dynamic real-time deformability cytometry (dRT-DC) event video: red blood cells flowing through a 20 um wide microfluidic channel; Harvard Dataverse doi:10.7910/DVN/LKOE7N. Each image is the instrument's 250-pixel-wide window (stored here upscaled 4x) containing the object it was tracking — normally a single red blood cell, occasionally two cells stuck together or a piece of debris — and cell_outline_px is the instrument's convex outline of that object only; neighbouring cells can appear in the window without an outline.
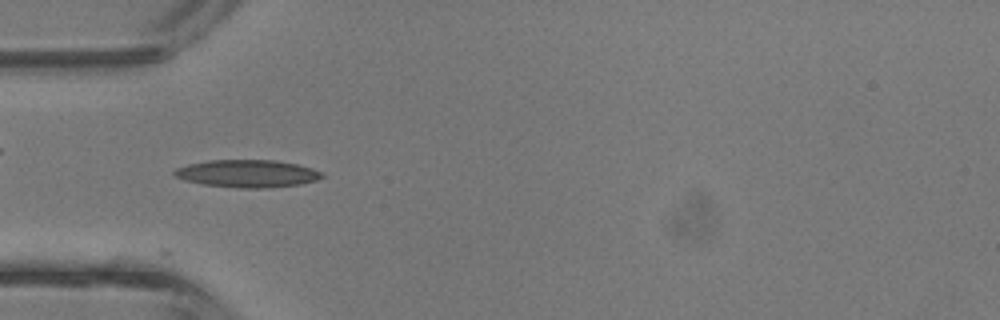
{"species": "common noctule bat (a hibernating species)", "species_latin": "Nyctalus noctula", "temperature_condition": "room temperature", "stored_images_in_passage": 18, "camera_frame_rate_fps": 3000, "um_per_image_px": 0.085, "animal": {"sex": "male", "body_mass_g": 13.3}, "frame": {"image": 1, "passage_image": 12, "time_ms": 3.667, "image_size_px": [1000, 320], "cell_outline_px": [[324, 176], [316, 180], [300, 184], [268, 188], [240, 188], [204, 184], [184, 180], [176, 176], [172, 172], [176, 168], [188, 164], [208, 160], [276, 160], [296, 164], [312, 168], [324, 172]], "centroid_in_image_um": [21.04, 14.75], "position_along_channel_um": 64.0, "area_um2": 23.7}}
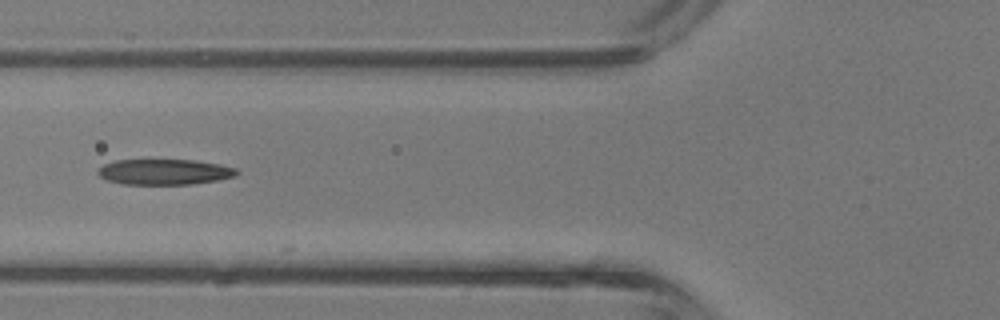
{"frame": {"image": 2, "passage_image": 15, "time_ms": 4.667, "image_size_px": [1000, 320], "cell_outline_px": [[240, 172], [236, 176], [216, 180], [192, 184], [120, 184], [108, 180], [100, 176], [96, 172], [104, 164], [116, 160], [192, 160], [216, 164], [236, 168]], "centroid_in_image_um": [13.96, 14.61], "position_along_channel_um": 111.8, "area_um2": 20.52}}
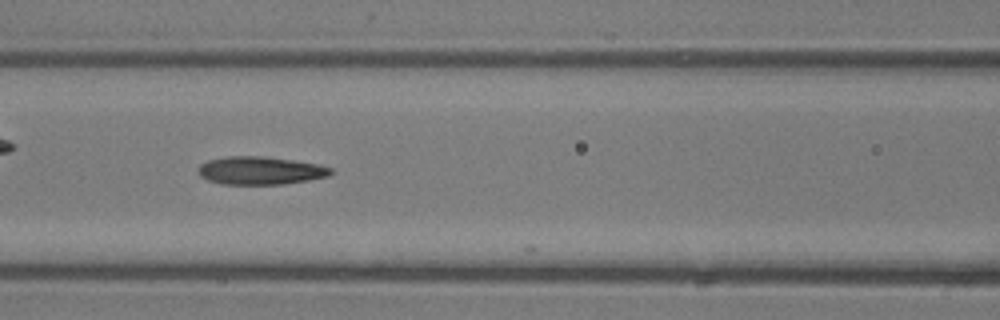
{"frame": {"image": 3, "passage_image": 17, "time_ms": 5.333, "image_size_px": [1000, 320], "cell_outline_px": [[332, 172], [328, 176], [308, 180], [284, 184], [220, 184], [208, 180], [200, 176], [200, 164], [208, 160], [228, 156], [264, 156], [292, 160], [316, 164], [332, 168]], "centroid_in_image_um": [22.12, 14.5], "position_along_channel_um": 144.5, "area_um2": 21.44}}